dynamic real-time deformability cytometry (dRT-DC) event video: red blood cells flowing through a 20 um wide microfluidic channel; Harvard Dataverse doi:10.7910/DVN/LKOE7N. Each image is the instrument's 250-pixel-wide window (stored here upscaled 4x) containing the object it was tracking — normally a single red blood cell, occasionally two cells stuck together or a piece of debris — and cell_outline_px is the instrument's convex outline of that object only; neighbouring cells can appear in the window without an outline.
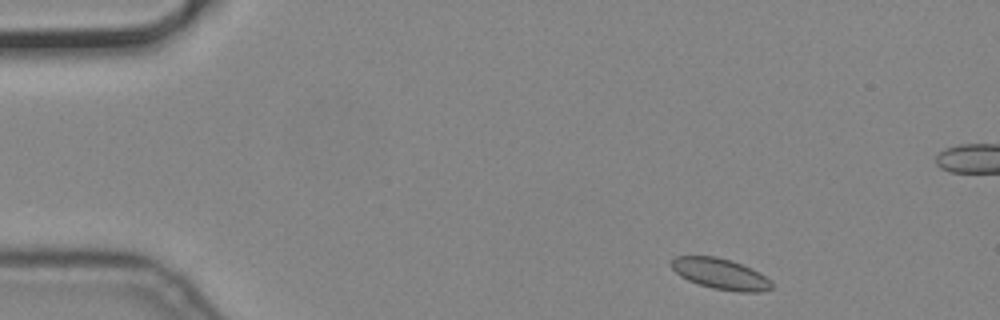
{"species": "common noctule bat (a hibernating species)", "species_latin": "Nyctalus noctula", "temperature_condition": "cold", "stored_images_in_passage": 53, "camera_frame_rate_fps": 3000, "um_per_image_px": 0.085, "animal": {"sex": "male", "body_mass_g": 19.2, "forearm_length_mm": 51.8}, "frame": {"image": 1, "passage_image": 3, "time_ms": 0.667, "image_size_px": [1000, 320], "cell_outline_px": [[772, 288], [764, 292], [740, 292], [712, 288], [688, 280], [680, 276], [668, 264], [676, 256], [716, 256], [740, 264], [760, 272], [772, 284]], "centroid_in_image_um": [61.21, 23.28], "position_along_channel_um": 23.8, "area_um2": 17.86}}
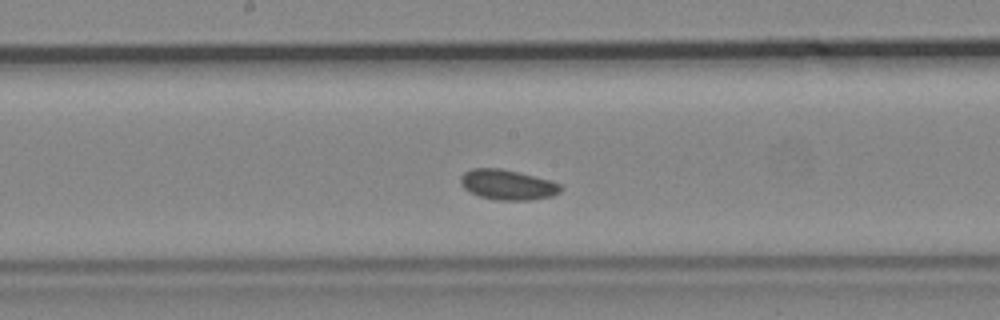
{"frame": {"image": 2, "passage_image": 25, "time_ms": 8.0, "image_size_px": [1000, 320], "cell_outline_px": [[564, 188], [560, 192], [552, 196], [532, 200], [496, 200], [480, 196], [464, 188], [460, 184], [460, 176], [464, 172], [472, 168], [500, 168], [552, 180], [560, 184]], "centroid_in_image_um": [43.17, 15.7], "position_along_channel_um": 205.0, "area_um2": 17.69}}
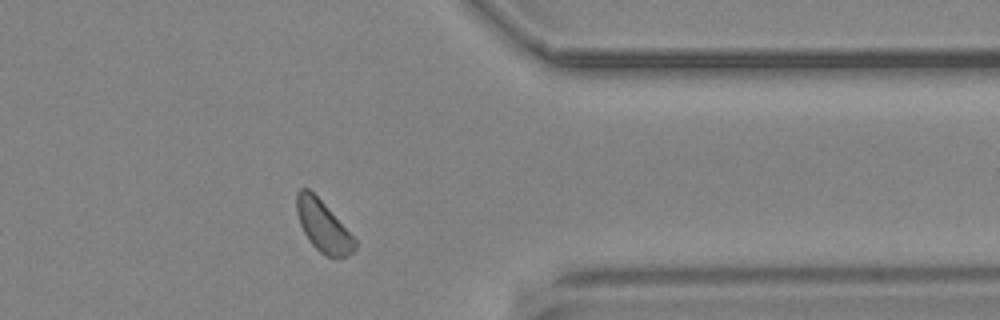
{"frame": {"image": 3, "passage_image": 41, "time_ms": 13.333, "image_size_px": [1000, 320], "cell_outline_px": [[356, 248], [348, 256], [324, 256], [308, 240], [300, 224], [296, 212], [296, 192], [300, 188], [308, 188], [324, 204], [356, 240]], "centroid_in_image_um": [27.43, 19.22], "position_along_channel_um": 384.0, "area_um2": 16.99}}